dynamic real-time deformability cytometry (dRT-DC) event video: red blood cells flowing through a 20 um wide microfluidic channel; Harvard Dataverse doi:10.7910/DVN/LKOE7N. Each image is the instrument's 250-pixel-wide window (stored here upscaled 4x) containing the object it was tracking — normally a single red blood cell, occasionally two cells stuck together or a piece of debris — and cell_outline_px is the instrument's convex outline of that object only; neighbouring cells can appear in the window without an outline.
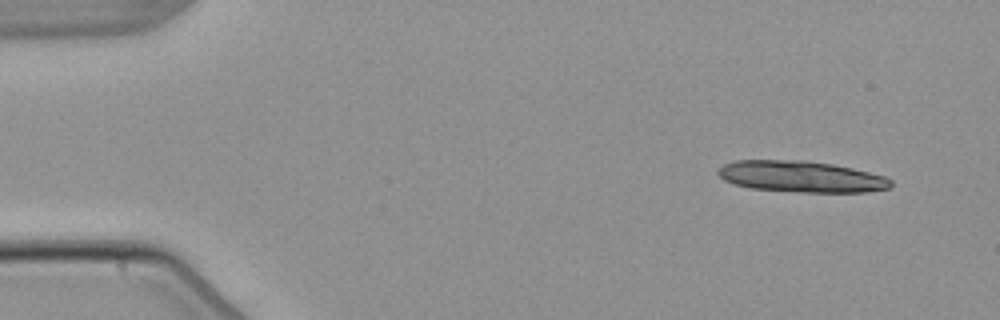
{"species": "common noctule bat (a hibernating species)", "species_latin": "Nyctalus noctula", "temperature_condition": "warm", "stored_images_in_passage": 5, "camera_frame_rate_fps": 3000, "um_per_image_px": 0.085, "animal": {"sex": "male", "body_mass_g": 21.5, "forearm_length_mm": 52.0}, "frame": {"image": 1, "passage_image": 1, "time_ms": 0.0, "image_size_px": [1000, 320], "cell_outline_px": [[892, 188], [864, 192], [800, 192], [748, 188], [724, 180], [716, 172], [716, 168], [732, 160], [804, 160], [832, 164], [852, 168], [884, 176], [892, 180]], "centroid_in_image_um": [68.07, 15.01], "position_along_channel_um": 16.9, "area_um2": 31.67}}
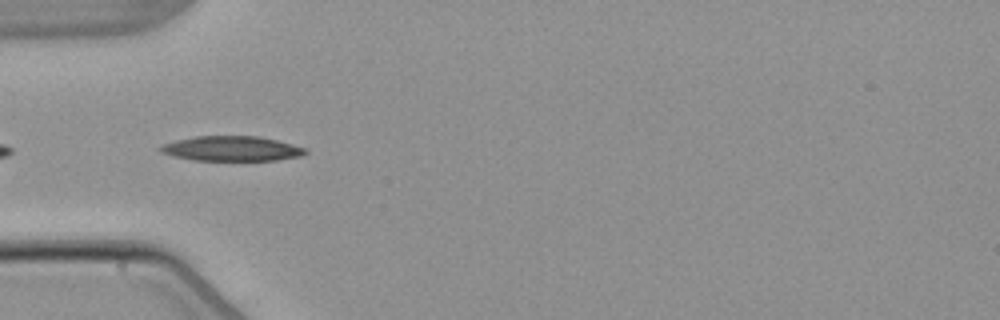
{"frame": {"image": 2, "passage_image": 4, "time_ms": 4.333, "image_size_px": [1000, 320], "cell_outline_px": [[308, 152], [304, 156], [276, 160], [192, 160], [172, 156], [160, 152], [156, 148], [160, 144], [176, 140], [196, 136], [260, 136], [308, 148]], "centroid_in_image_um": [19.68, 12.63], "position_along_channel_um": 65.3, "area_um2": 21.33}}
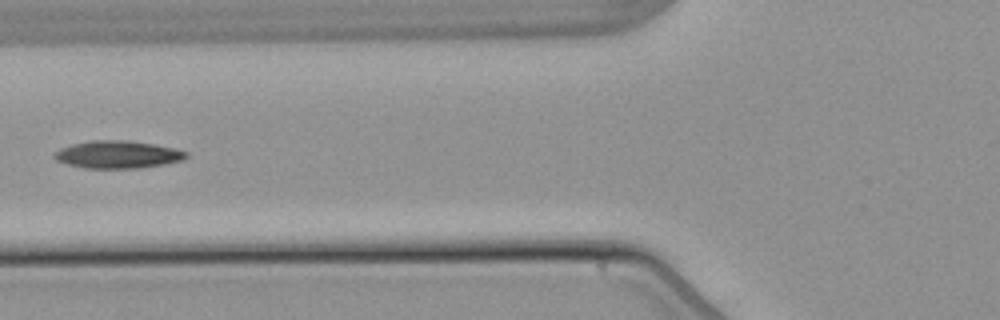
{"frame": {"image": 3, "passage_image": 5, "time_ms": 5.667, "image_size_px": [1000, 320], "cell_outline_px": [[188, 156], [184, 160], [164, 164], [140, 168], [84, 168], [68, 164], [56, 160], [52, 156], [60, 148], [72, 144], [92, 140], [128, 140], [176, 148], [188, 152]], "centroid_in_image_um": [10.03, 13.13], "position_along_channel_um": 115.8, "area_um2": 21.21}}